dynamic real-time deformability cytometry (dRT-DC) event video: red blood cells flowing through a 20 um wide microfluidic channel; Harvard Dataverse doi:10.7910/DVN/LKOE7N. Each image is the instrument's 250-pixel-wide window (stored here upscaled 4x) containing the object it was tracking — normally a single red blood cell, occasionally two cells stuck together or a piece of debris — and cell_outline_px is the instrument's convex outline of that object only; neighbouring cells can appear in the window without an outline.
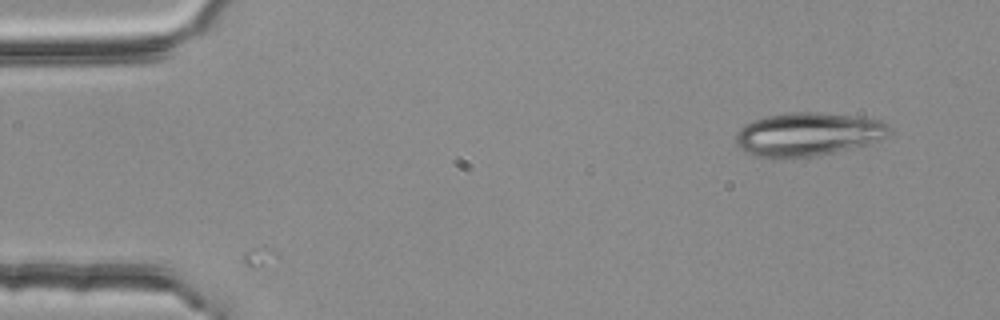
{"species": "common noctule bat (a hibernating species)", "species_latin": "Nyctalus noctula", "temperature_condition": "room temperature", "stored_images_in_passage": 3, "camera_frame_rate_fps": 3000, "um_per_image_px": 0.085, "animal": {"sex": "female", "body_mass_g": 25.1}, "frame": {"image": 1, "passage_image": 1, "time_ms": 0.0, "image_size_px": [1000, 320], "cell_outline_px": [[892, 132], [868, 144], [832, 152], [812, 156], [756, 156], [744, 152], [736, 144], [736, 132], [744, 124], [768, 116], [792, 112], [820, 112], [852, 116], [880, 120], [888, 124]], "centroid_in_image_um": [68.66, 11.39], "position_along_channel_um": 16.3, "area_um2": 38.09}}